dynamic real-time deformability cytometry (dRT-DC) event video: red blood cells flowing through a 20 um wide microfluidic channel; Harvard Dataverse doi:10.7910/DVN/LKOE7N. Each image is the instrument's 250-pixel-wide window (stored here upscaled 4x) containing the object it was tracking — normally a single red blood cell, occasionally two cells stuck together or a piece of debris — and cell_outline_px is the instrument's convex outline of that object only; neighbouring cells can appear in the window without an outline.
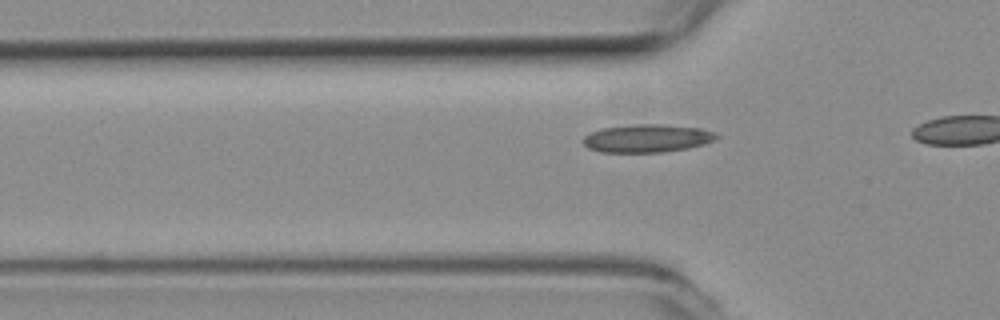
{"species": "common noctule bat (a hibernating species)", "species_latin": "Nyctalus noctula", "temperature_condition": "room temperature", "stored_images_in_passage": 13, "camera_frame_rate_fps": 3000, "um_per_image_px": 0.085, "animal": {"sex": "female", "body_mass_g": 19.3, "forearm_length_mm": 54.1}, "frame": {"image": 1, "passage_image": 10, "time_ms": 3.0, "image_size_px": [1000, 320], "cell_outline_px": [[720, 136], [704, 144], [688, 148], [664, 152], [600, 152], [588, 148], [580, 140], [584, 136], [600, 128], [636, 124], [660, 124], [700, 128], [712, 132]], "centroid_in_image_um": [54.95, 11.76], "position_along_channel_um": 70.8, "area_um2": 21.73}}